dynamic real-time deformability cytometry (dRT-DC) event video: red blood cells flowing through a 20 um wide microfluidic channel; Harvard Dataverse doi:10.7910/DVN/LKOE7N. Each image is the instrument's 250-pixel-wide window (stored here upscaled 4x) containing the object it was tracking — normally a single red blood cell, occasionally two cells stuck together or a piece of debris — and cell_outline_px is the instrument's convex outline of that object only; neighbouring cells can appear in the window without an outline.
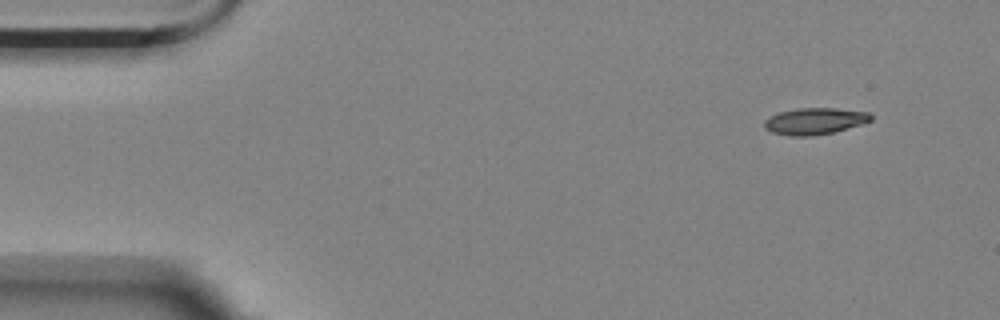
{"species": "Egyptian fruit bat (a non-hibernating species)", "species_latin": "Rousettus aegyptiacus", "temperature_condition": "room temperature", "stored_images_in_passage": 6, "camera_frame_rate_fps": 3000, "um_per_image_px": 0.085, "animal": {"sex": "female"}, "frame": {"image": 1, "passage_image": 1, "time_ms": 0.0, "image_size_px": [1000, 320], "cell_outline_px": [[872, 120], [864, 124], [832, 132], [812, 136], [788, 136], [772, 132], [764, 128], [764, 120], [780, 112], [796, 108], [836, 108], [868, 112], [872, 116]], "centroid_in_image_um": [69.26, 10.3], "position_along_channel_um": 15.7, "area_um2": 16.53}}
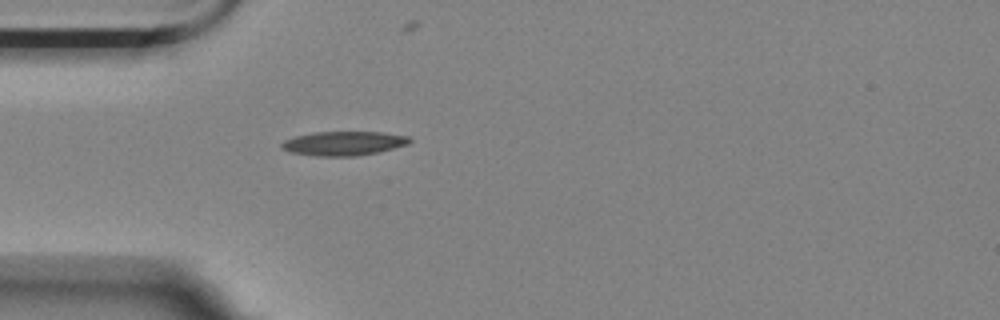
{"frame": {"image": 2, "passage_image": 4, "time_ms": 3.667, "image_size_px": [1000, 320], "cell_outline_px": [[412, 140], [408, 144], [376, 152], [356, 156], [316, 156], [288, 152], [280, 148], [280, 144], [284, 140], [296, 136], [312, 132], [380, 132], [408, 136]], "centroid_in_image_um": [29.15, 12.18], "position_along_channel_um": 55.9, "area_um2": 17.98}}